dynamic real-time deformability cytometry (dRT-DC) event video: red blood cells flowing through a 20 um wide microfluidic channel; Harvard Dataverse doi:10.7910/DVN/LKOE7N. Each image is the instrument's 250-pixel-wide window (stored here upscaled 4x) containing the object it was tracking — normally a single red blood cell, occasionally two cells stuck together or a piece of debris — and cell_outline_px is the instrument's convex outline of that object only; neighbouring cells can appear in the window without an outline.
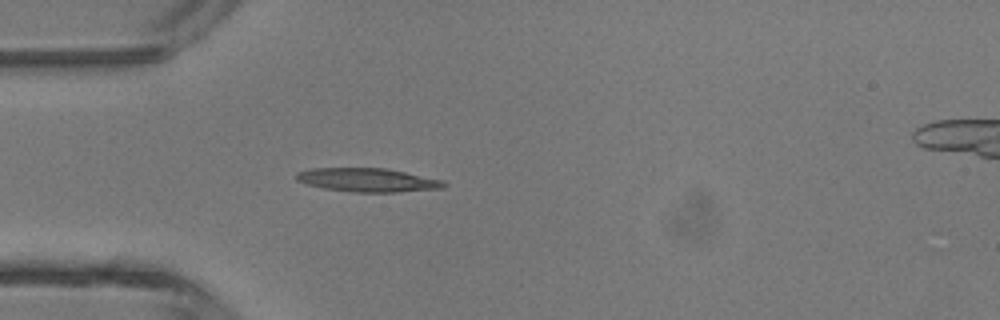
{"species": "common noctule bat (a hibernating species)", "species_latin": "Nyctalus noctula", "temperature_condition": "room temperature", "stored_images_in_passage": 1, "camera_frame_rate_fps": 3000, "um_per_image_px": 0.085, "animal": {"sex": "male", "body_mass_g": 13.3}, "frame": {"image": 1, "passage_image": 1, "time_ms": 0.0, "image_size_px": [1000, 320], "cell_outline_px": [[448, 184], [444, 188], [396, 192], [356, 192], [324, 188], [308, 184], [296, 180], [296, 172], [312, 168], [388, 168], [444, 180]], "centroid_in_image_um": [31.3, 15.29], "position_along_channel_um": 53.7, "area_um2": 20.4}}